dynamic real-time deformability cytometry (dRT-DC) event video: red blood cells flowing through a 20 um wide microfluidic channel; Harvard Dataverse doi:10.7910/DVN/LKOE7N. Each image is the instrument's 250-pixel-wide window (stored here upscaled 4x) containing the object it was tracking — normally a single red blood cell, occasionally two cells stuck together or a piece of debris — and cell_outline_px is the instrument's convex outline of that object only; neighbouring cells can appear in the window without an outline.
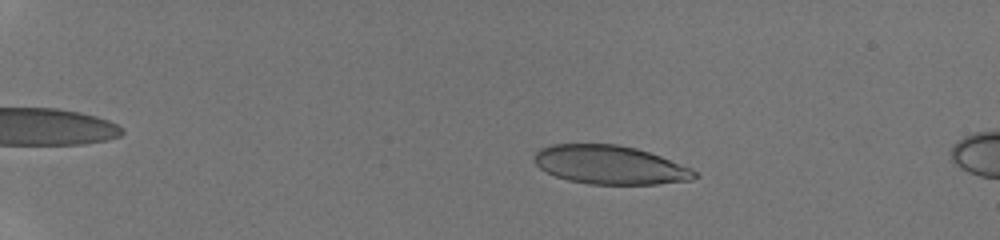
{"species": "human", "species_latin": "Homo sapiens", "temperature_condition": "room temperature", "stored_images_in_passage": 20, "camera_frame_rate_fps": 3000, "um_per_image_px": 0.085, "donor": {"sex": "male"}, "frame": {"image": 1, "passage_image": 15, "time_ms": 3.667, "image_size_px": [1000, 240], "cell_outline_px": [[700, 176], [692, 180], [656, 184], [588, 184], [568, 180], [556, 176], [540, 168], [532, 160], [532, 156], [540, 148], [552, 144], [616, 144], [636, 148], [660, 156], [692, 168]], "centroid_in_image_um": [51.84, 14.01], "position_along_channel_um": 33.2, "area_um2": 36.24}}